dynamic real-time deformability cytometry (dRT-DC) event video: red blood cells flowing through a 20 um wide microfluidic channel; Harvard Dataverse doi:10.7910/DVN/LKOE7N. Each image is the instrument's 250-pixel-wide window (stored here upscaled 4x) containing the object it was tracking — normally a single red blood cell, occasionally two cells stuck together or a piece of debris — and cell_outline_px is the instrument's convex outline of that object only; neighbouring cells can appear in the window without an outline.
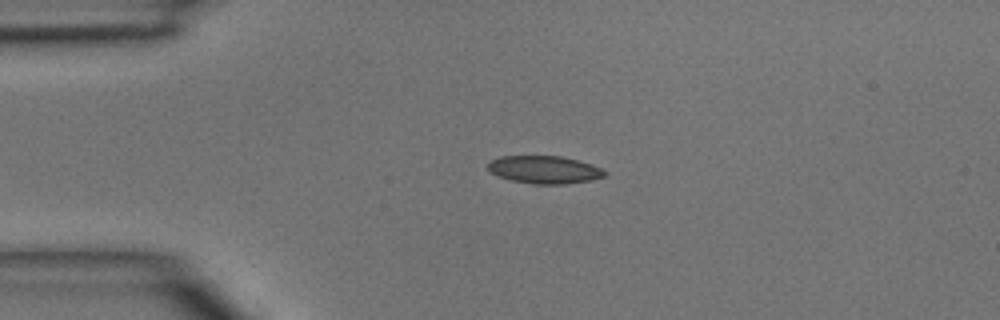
{"species": "common noctule bat (a hibernating species)", "species_latin": "Nyctalus noctula", "temperature_condition": "room temperature", "stored_images_in_passage": 36, "camera_frame_rate_fps": 3000, "um_per_image_px": 0.085, "animal": {"sex": "male", "body_mass_g": 15.6}, "frame": {"image": 1, "passage_image": 1, "time_ms": 0.0, "image_size_px": [1000, 320], "cell_outline_px": [[608, 172], [604, 176], [592, 180], [564, 184], [532, 184], [512, 180], [488, 172], [488, 164], [492, 160], [500, 156], [560, 156], [592, 164]], "centroid_in_image_um": [46.28, 14.42], "position_along_channel_um": 38.7, "area_um2": 18.79}}
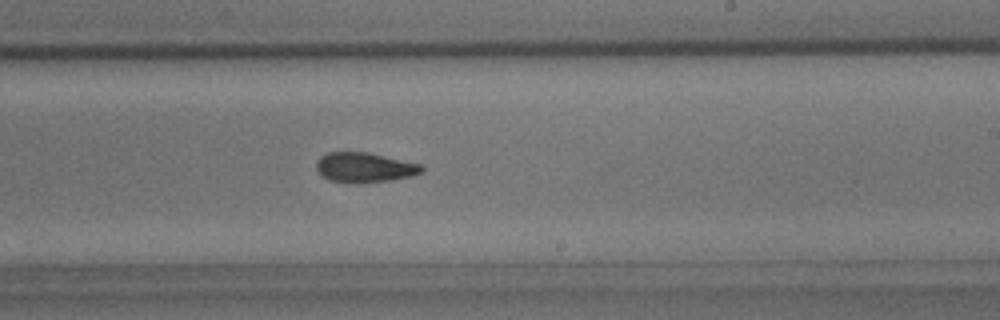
{"frame": {"image": 2, "passage_image": 18, "time_ms": 5.667, "image_size_px": [1000, 320], "cell_outline_px": [[424, 172], [412, 176], [392, 180], [332, 180], [324, 176], [316, 168], [316, 164], [320, 156], [328, 152], [368, 152], [424, 164]], "centroid_in_image_um": [31.09, 14.17], "position_along_channel_um": 257.9, "area_um2": 17.69}}
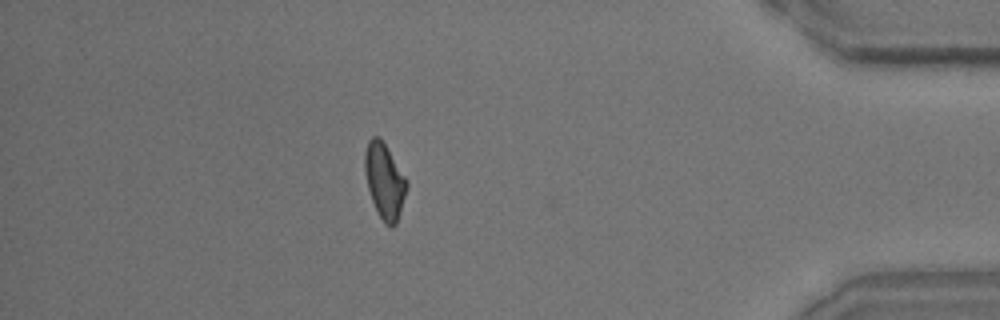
{"frame": {"image": 3, "passage_image": 31, "time_ms": 10.0, "image_size_px": [1000, 320], "cell_outline_px": [[408, 188], [396, 224], [392, 228], [384, 224], [372, 200], [368, 188], [364, 168], [364, 152], [368, 140], [372, 136], [380, 136], [408, 180]], "centroid_in_image_um": [32.69, 15.36], "position_along_channel_um": 402.5, "area_um2": 18.55}}